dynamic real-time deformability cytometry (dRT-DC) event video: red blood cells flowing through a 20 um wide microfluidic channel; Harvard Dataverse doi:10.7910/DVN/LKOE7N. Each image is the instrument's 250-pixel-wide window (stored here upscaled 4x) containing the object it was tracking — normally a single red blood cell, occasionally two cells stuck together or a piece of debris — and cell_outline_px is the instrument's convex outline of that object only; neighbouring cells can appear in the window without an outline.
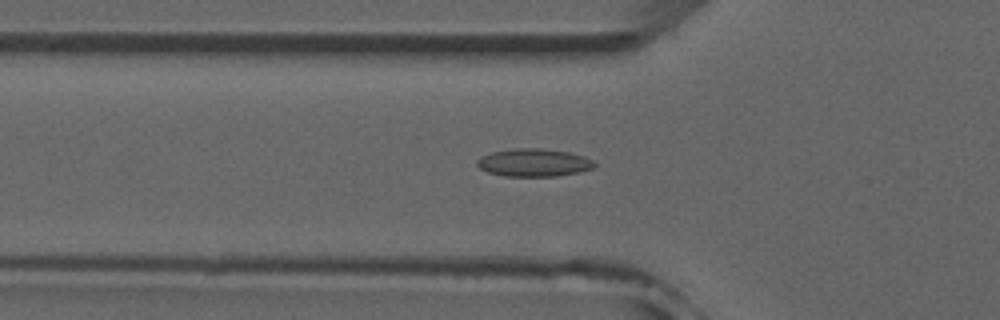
{"species": "common noctule bat (a hibernating species)", "species_latin": "Nyctalus noctula", "temperature_condition": "room temperature", "stored_images_in_passage": 52, "camera_frame_rate_fps": 3000, "um_per_image_px": 0.085, "animal": {"sex": "male", "forearm_length_mm": 52.5}, "frame": {"image": 1, "passage_image": 18, "time_ms": 5.667, "image_size_px": [1000, 320], "cell_outline_px": [[596, 168], [580, 172], [556, 176], [504, 176], [488, 172], [480, 168], [476, 164], [476, 160], [480, 156], [492, 152], [512, 148], [540, 148], [568, 152], [584, 156], [592, 160], [596, 164]], "centroid_in_image_um": [45.38, 13.82], "position_along_channel_um": 80.4, "area_um2": 19.19}}
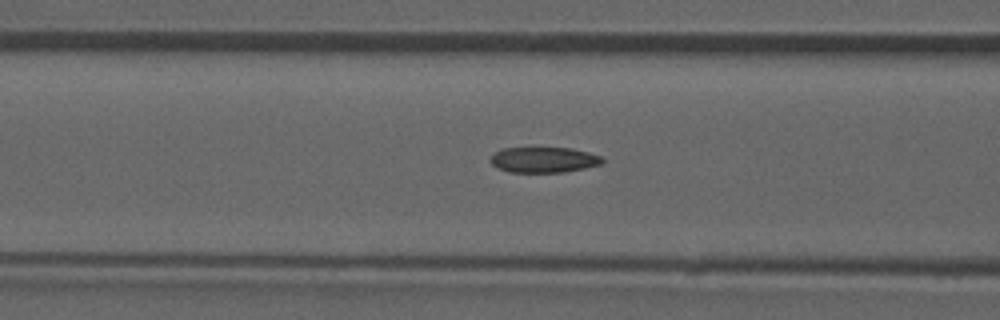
{"frame": {"image": 2, "passage_image": 21, "time_ms": 6.667, "image_size_px": [1000, 320], "cell_outline_px": [[604, 160], [600, 164], [584, 168], [564, 172], [508, 172], [496, 168], [488, 160], [496, 152], [504, 148], [572, 148], [588, 152], [600, 156]], "centroid_in_image_um": [46.19, 13.59], "position_along_channel_um": 120.4, "area_um2": 16.59}}
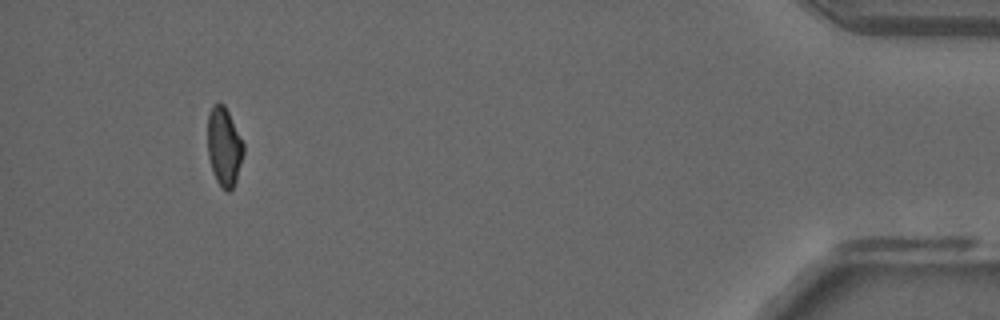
{"frame": {"image": 3, "passage_image": 49, "time_ms": 16.0, "image_size_px": [1000, 320], "cell_outline_px": [[244, 152], [236, 180], [232, 188], [228, 192], [216, 180], [208, 156], [208, 116], [212, 104], [224, 104], [244, 144]], "centroid_in_image_um": [19.05, 12.45], "position_along_channel_um": 416.2, "area_um2": 16.13}, "authors_computed_cell_mechanics": {"area_um2": 17.629, "velocity_mm_per_s": 3.9277, "shape_relaxation_time_tau1_ms": null, "shape_relaxation_time_tau2_ms": 2.2837, "deformation_change_tau1": null, "deformation_change_tau2": 0.0747}}